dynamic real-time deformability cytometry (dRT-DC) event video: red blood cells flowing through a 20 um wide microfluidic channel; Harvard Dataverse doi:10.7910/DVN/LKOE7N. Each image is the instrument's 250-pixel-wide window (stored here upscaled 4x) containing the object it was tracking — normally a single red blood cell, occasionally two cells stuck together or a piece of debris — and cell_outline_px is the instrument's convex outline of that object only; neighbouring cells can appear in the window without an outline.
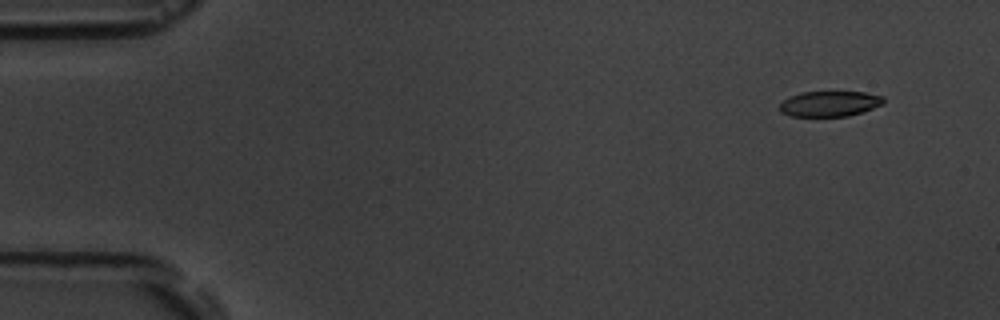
{"species": "common noctule bat (a hibernating species)", "species_latin": "Nyctalus noctula", "temperature_condition": "room temperature", "stored_images_in_passage": 6, "camera_frame_rate_fps": 3000, "um_per_image_px": 0.085, "animal": {"sex": "male", "body_mass_g": 19.5, "forearm_length_mm": 54.6}, "frame": {"image": 1, "passage_image": 2, "time_ms": 1.0, "image_size_px": [1000, 320], "cell_outline_px": [[884, 104], [848, 116], [788, 116], [780, 112], [780, 104], [788, 96], [800, 92], [864, 92], [884, 96]], "centroid_in_image_um": [70.5, 8.81], "position_along_channel_um": 14.5, "area_um2": 15.43}}